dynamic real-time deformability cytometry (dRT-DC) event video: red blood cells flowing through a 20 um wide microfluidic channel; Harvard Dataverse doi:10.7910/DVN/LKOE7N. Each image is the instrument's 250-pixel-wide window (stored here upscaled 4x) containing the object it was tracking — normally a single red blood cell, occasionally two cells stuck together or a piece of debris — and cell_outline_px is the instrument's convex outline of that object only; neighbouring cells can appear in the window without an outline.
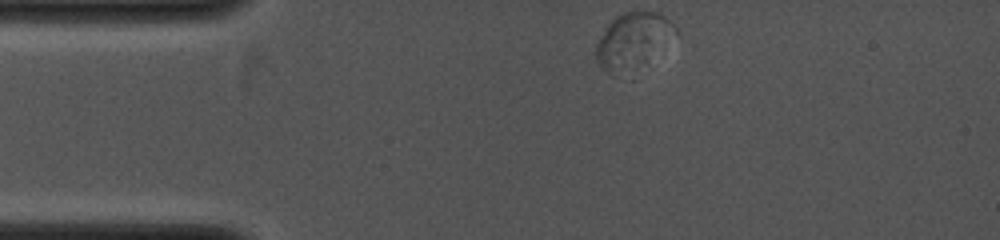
{"species": "common noctule bat (a hibernating species)", "species_latin": "Nyctalus noctula", "temperature_condition": "cold", "stored_images_in_passage": 23, "camera_frame_rate_fps": 4000, "um_per_image_px": 0.085, "animal": {"sex": "female", "body_mass_g": 19.0, "forearm_length_mm": 53.3}, "frame": {"image": 1, "passage_image": 1, "time_ms": 0.0, "image_size_px": [1000, 240], "cell_outline_px": [[680, 36], [612, 76], [600, 68], [596, 60], [596, 44], [604, 28], [616, 16], [624, 12], [660, 12], [680, 32]], "centroid_in_image_um": [53.76, 3.35], "position_along_channel_um": 31.2, "area_um2": 24.51}}
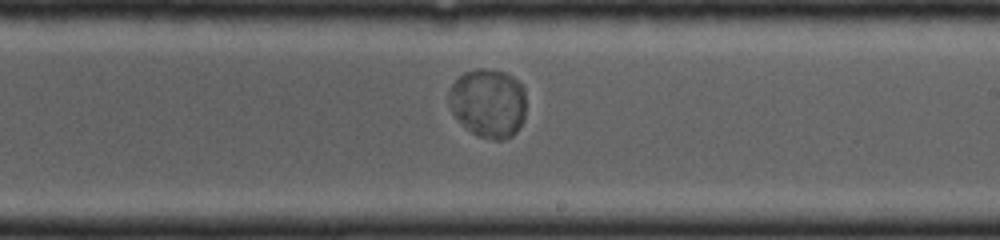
{"frame": {"image": 2, "passage_image": 12, "time_ms": 5.5, "image_size_px": [1000, 240], "cell_outline_px": [[524, 120], [516, 132], [512, 136], [504, 140], [492, 140], [476, 136], [452, 112], [448, 100], [448, 96], [452, 84], [464, 72], [476, 68], [484, 68], [504, 72], [512, 76], [520, 84], [524, 92]], "centroid_in_image_um": [41.5, 8.76], "position_along_channel_um": 247.5, "area_um2": 30.87}}
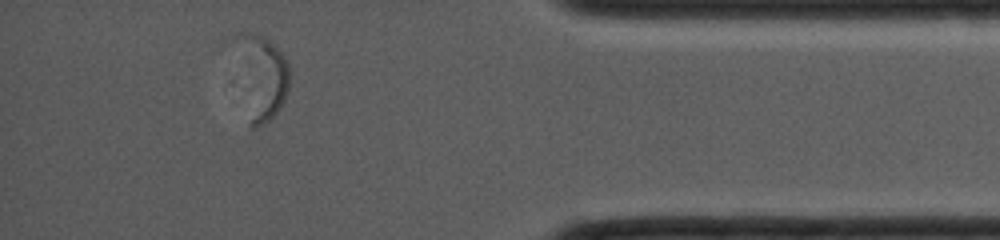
{"frame": {"image": 3, "passage_image": 20, "time_ms": 9.5, "image_size_px": [1000, 240], "cell_outline_px": [[288, 88], [284, 100], [280, 108], [268, 120], [252, 128], [232, 40], [236, 36], [244, 32], [260, 36], [268, 40], [280, 52], [288, 68]], "centroid_in_image_um": [22.18, 6.46], "position_along_channel_um": 413.0, "area_um2": 25.43}}